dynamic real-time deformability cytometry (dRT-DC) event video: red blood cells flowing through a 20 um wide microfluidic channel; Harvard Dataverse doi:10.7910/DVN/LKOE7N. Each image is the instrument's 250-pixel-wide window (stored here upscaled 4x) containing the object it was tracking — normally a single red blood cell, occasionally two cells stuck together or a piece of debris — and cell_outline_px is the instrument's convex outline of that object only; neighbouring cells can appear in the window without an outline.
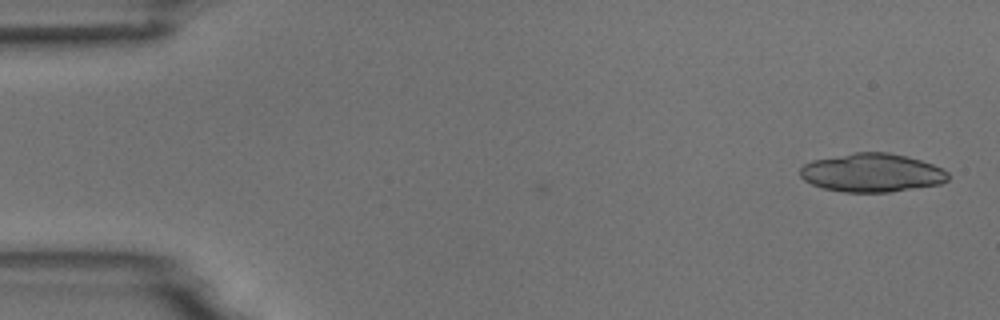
{"species": "common noctule bat (a hibernating species)", "species_latin": "Nyctalus noctula", "temperature_condition": "room temperature", "stored_images_in_passage": 3, "camera_frame_rate_fps": 3000, "um_per_image_px": 0.085, "animal": {"sex": "male", "body_mass_g": 18.8}, "frame": {"image": 1, "passage_image": 3, "time_ms": 2.333, "image_size_px": [1000, 320], "cell_outline_px": [[948, 180], [940, 184], [888, 192], [844, 192], [824, 188], [812, 184], [804, 180], [800, 176], [800, 168], [804, 164], [812, 160], [856, 152], [888, 152], [920, 160], [932, 164], [948, 172]], "centroid_in_image_um": [74.09, 14.68], "position_along_channel_um": 10.9, "area_um2": 33.0}}